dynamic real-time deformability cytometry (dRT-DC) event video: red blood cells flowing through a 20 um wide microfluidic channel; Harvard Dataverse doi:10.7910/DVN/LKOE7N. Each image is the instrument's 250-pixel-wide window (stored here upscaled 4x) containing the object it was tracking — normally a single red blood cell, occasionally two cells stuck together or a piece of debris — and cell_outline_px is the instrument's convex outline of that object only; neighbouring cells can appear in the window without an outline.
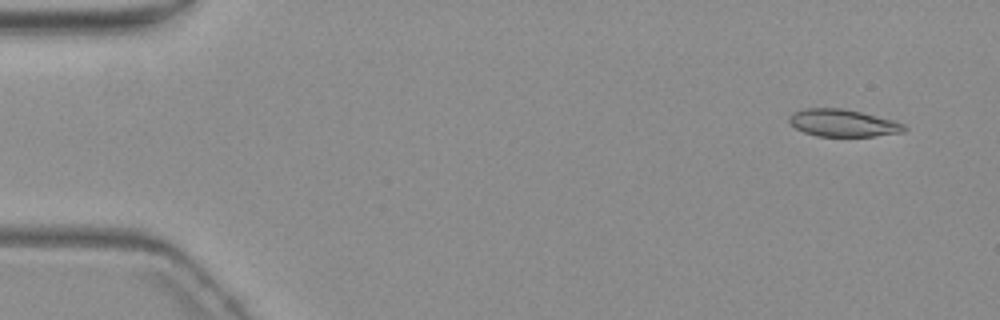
{"species": "common noctule bat (a hibernating species)", "species_latin": "Nyctalus noctula", "temperature_condition": "warm", "stored_images_in_passage": 8, "camera_frame_rate_fps": 3000, "um_per_image_px": 0.085, "animal": {"sex": "female", "body_mass_g": 19.3, "forearm_length_mm": 54.1}, "frame": {"image": 1, "passage_image": 1, "time_ms": 0.0, "image_size_px": [1000, 320], "cell_outline_px": [[908, 128], [904, 132], [872, 136], [816, 136], [804, 132], [796, 128], [788, 120], [788, 116], [792, 112], [804, 108], [844, 108], [896, 120], [904, 124]], "centroid_in_image_um": [71.66, 10.44], "position_along_channel_um": 13.3, "area_um2": 18.5}}
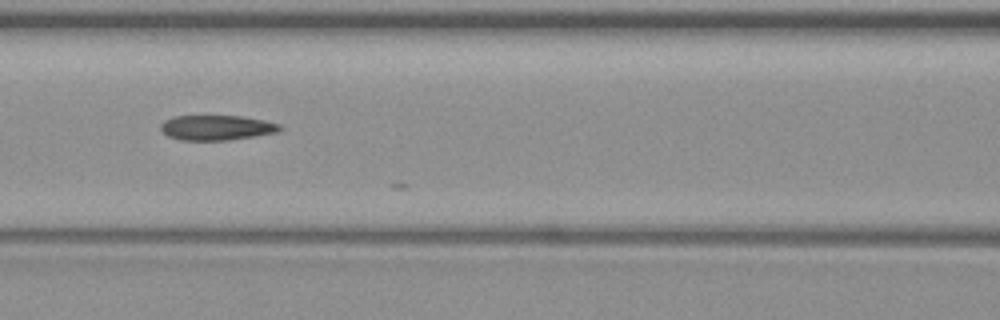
{"frame": {"image": 2, "passage_image": 7, "time_ms": 7.0, "image_size_px": [1000, 320], "cell_outline_px": [[284, 128], [276, 132], [256, 136], [228, 140], [180, 140], [168, 136], [160, 128], [160, 124], [164, 120], [172, 116], [240, 116], [264, 120], [280, 124]], "centroid_in_image_um": [18.41, 10.85], "position_along_channel_um": 148.2, "area_um2": 17.4}}